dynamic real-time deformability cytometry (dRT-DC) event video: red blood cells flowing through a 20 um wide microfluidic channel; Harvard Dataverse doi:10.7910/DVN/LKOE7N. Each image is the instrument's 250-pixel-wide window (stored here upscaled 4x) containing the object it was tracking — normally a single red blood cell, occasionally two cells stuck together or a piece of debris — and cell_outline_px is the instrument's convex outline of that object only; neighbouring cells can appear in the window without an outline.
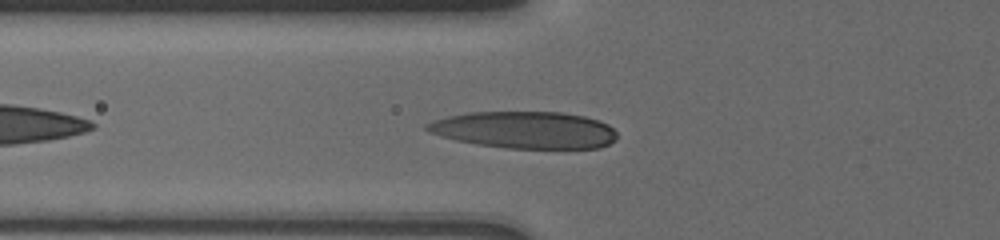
{"species": "human", "species_latin": "Homo sapiens", "temperature_condition": "cold", "stored_images_in_passage": 42, "camera_frame_rate_fps": 3000, "um_per_image_px": 0.085, "donor": {"sex": "male"}, "frame": {"image": 1, "passage_image": 4, "time_ms": 0.667, "image_size_px": [1000, 240], "cell_outline_px": [[616, 140], [600, 148], [504, 148], [476, 144], [456, 140], [440, 136], [428, 132], [424, 128], [424, 124], [448, 116], [468, 112], [564, 112], [584, 116], [600, 120], [608, 124], [616, 132]], "centroid_in_image_um": [44.6, 11.04], "position_along_channel_um": 81.2, "area_um2": 41.15}}
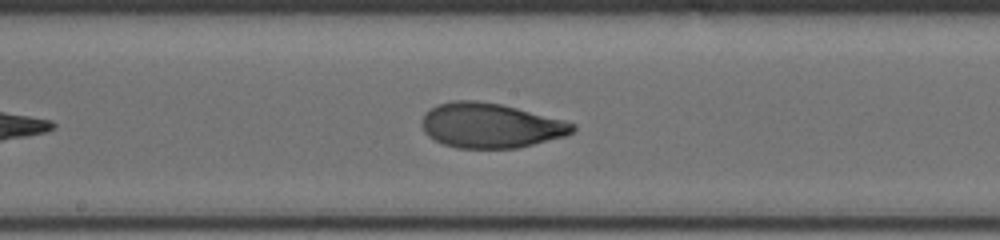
{"frame": {"image": 2, "passage_image": 21, "time_ms": 4.0, "image_size_px": [1000, 240], "cell_outline_px": [[576, 128], [572, 132], [564, 136], [516, 148], [456, 148], [444, 144], [428, 136], [424, 132], [420, 124], [420, 120], [424, 112], [436, 104], [452, 100], [476, 100], [500, 104], [564, 120], [576, 124]], "centroid_in_image_um": [41.62, 10.66], "position_along_channel_um": 206.6, "area_um2": 39.42}}
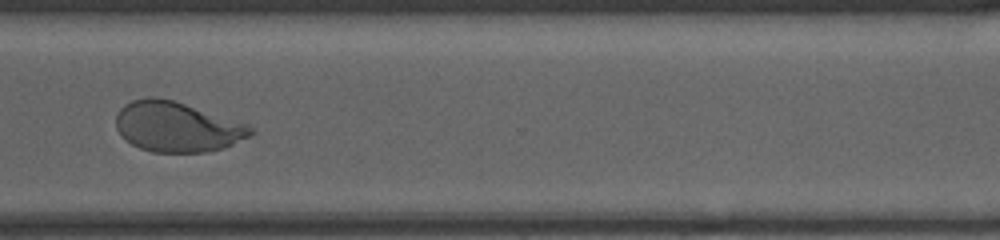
{"frame": {"image": 3, "passage_image": 41, "time_ms": 8.0, "image_size_px": [1000, 240], "cell_outline_px": [[256, 132], [224, 148], [204, 152], [152, 152], [140, 148], [124, 140], [120, 136], [116, 128], [116, 116], [120, 108], [124, 104], [132, 100], [148, 96], [156, 96], [172, 100], [248, 124]], "centroid_in_image_um": [15.0, 10.78], "position_along_channel_um": 355.6, "area_um2": 39.3}}